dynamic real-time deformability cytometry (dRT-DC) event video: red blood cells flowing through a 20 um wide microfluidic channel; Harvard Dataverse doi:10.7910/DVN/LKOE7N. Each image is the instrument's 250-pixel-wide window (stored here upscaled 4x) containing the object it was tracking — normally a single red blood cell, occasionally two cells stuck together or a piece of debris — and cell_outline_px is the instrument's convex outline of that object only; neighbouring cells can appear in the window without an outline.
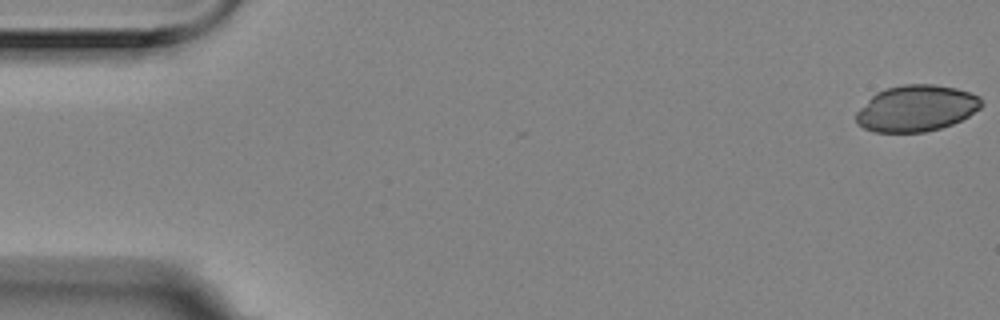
{"species": "Egyptian fruit bat (a non-hibernating species)", "species_latin": "Rousettus aegyptiacus", "temperature_condition": "room temperature", "stored_images_in_passage": 9, "camera_frame_rate_fps": 3000, "um_per_image_px": 0.085, "animal": {"sex": "female"}, "frame": {"image": 1, "passage_image": 1, "time_ms": 0.0, "image_size_px": [1000, 320], "cell_outline_px": [[984, 104], [980, 108], [968, 116], [952, 124], [940, 128], [924, 132], [872, 132], [856, 124], [856, 112], [876, 92], [884, 88], [904, 84], [932, 84], [956, 88], [980, 96]], "centroid_in_image_um": [77.88, 9.2], "position_along_channel_um": 7.1, "area_um2": 33.87}}